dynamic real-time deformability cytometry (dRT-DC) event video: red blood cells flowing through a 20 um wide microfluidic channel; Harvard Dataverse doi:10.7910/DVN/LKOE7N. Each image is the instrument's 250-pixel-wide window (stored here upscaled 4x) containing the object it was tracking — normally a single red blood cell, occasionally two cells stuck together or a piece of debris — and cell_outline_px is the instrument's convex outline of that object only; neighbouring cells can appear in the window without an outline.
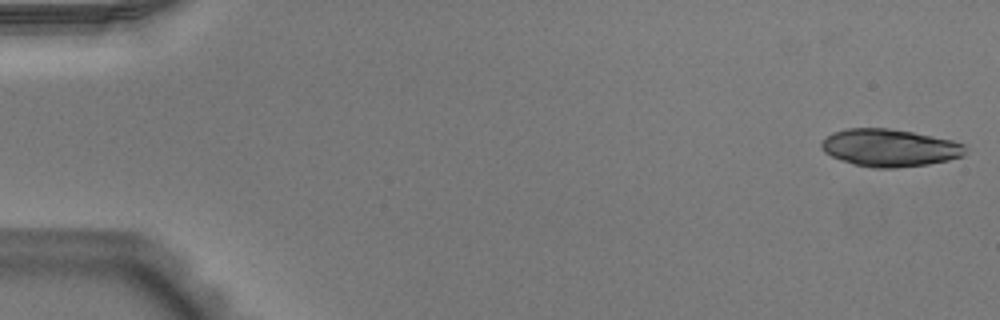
{"species": "Egyptian fruit bat (a non-hibernating species)", "species_latin": "Rousettus aegyptiacus", "temperature_condition": "warm", "stored_images_in_passage": 47, "camera_frame_rate_fps": 3000, "um_per_image_px": 0.085, "animal": {"sex": "male"}, "frame": {"image": 1, "passage_image": 1, "time_ms": 0.0, "image_size_px": [1000, 320], "cell_outline_px": [[968, 152], [964, 156], [948, 160], [928, 164], [892, 168], [876, 168], [856, 164], [840, 160], [824, 152], [820, 148], [820, 144], [832, 132], [848, 128], [888, 128], [912, 132], [952, 140], [964, 144]], "centroid_in_image_um": [75.63, 12.56], "position_along_channel_um": 9.4, "area_um2": 31.39}}
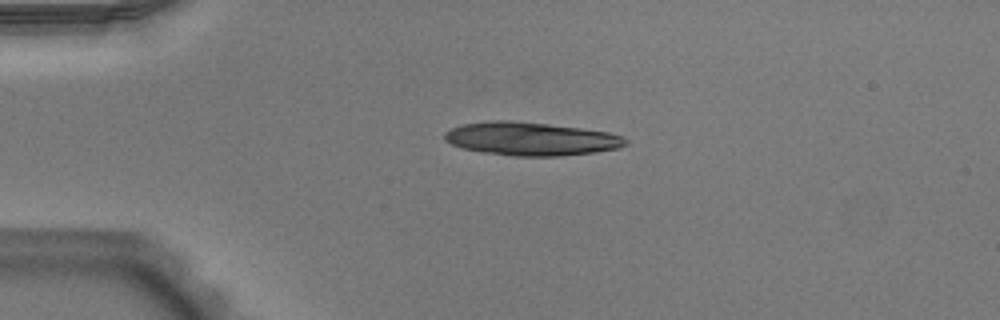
{"frame": {"image": 2, "passage_image": 12, "time_ms": 3.667, "image_size_px": [1000, 320], "cell_outline_px": [[628, 144], [616, 148], [592, 152], [560, 156], [516, 156], [484, 152], [460, 148], [444, 140], [444, 132], [460, 124], [492, 120], [512, 120], [548, 124], [580, 128], [608, 132], [624, 136], [628, 140]], "centroid_in_image_um": [45.1, 11.79], "position_along_channel_um": 39.9, "area_um2": 35.14}}